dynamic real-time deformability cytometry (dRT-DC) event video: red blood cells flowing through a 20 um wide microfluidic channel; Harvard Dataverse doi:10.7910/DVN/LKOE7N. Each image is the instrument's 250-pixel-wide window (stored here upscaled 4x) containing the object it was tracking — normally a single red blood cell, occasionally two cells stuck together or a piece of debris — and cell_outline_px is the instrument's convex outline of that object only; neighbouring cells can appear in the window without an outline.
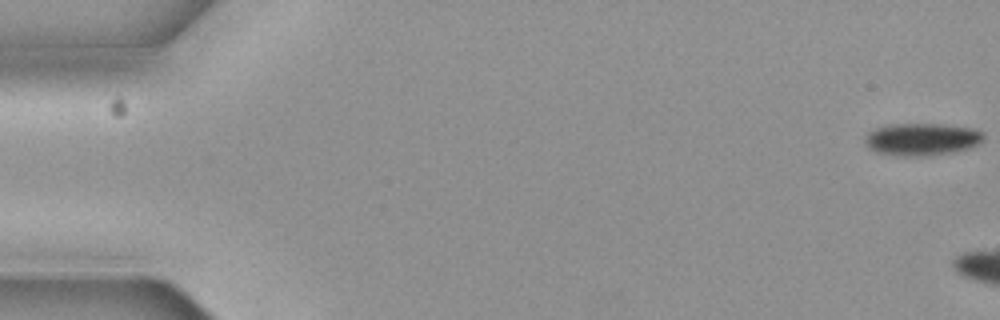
{"species": "common noctule bat (a hibernating species)", "species_latin": "Nyctalus noctula", "temperature_condition": "cold", "stored_images_in_passage": 3, "camera_frame_rate_fps": 3000, "um_per_image_px": 0.085, "animal": {"sex": "female", "body_mass_g": 19.3, "forearm_length_mm": 54.1}, "frame": {"image": 1, "passage_image": 1, "time_ms": 0.0, "image_size_px": [1000, 320], "cell_outline_px": [[984, 140], [980, 144], [972, 148], [956, 152], [932, 156], [892, 156], [876, 152], [868, 148], [864, 144], [864, 140], [868, 132], [876, 128], [888, 124], [944, 124], [976, 128], [984, 132]], "centroid_in_image_um": [78.4, 11.85], "position_along_channel_um": 6.6, "area_um2": 23.18}}